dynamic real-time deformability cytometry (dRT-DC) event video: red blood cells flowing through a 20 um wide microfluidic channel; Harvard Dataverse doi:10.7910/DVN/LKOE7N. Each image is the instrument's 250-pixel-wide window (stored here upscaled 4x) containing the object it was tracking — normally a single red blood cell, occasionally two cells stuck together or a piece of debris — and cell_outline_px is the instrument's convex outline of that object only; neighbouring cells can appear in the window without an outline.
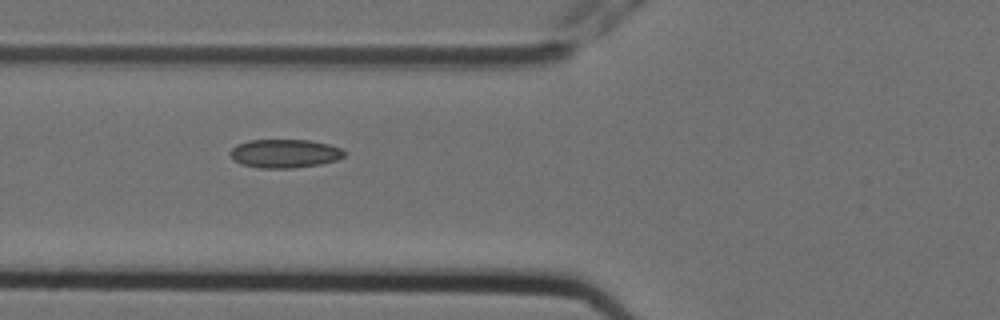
{"species": "Egyptian fruit bat (a non-hibernating species)", "species_latin": "Rousettus aegyptiacus", "temperature_condition": "cold", "stored_images_in_passage": 8, "camera_frame_rate_fps": 3000, "um_per_image_px": 0.085, "animal": {"sex": "female"}, "frame": {"image": 1, "passage_image": 7, "time_ms": 2.0, "image_size_px": [1000, 320], "cell_outline_px": [[344, 156], [336, 160], [320, 164], [292, 168], [260, 168], [240, 164], [228, 152], [236, 144], [248, 140], [308, 140], [328, 144], [340, 148], [344, 152]], "centroid_in_image_um": [24.17, 13.04], "position_along_channel_um": 101.6, "area_um2": 18.9}}
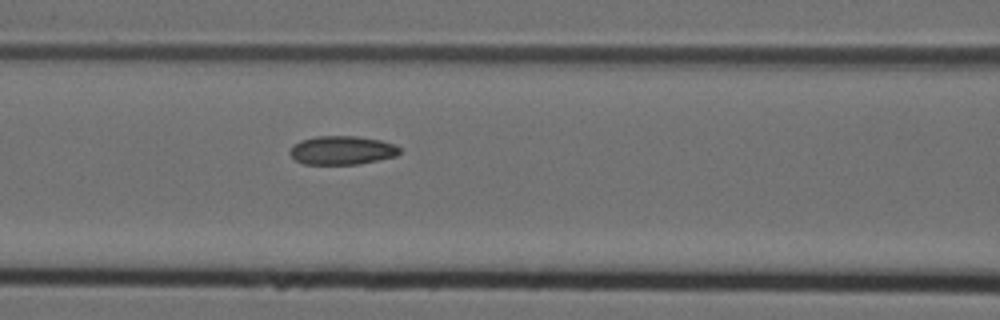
{"frame": {"image": 2, "passage_image": 8, "time_ms": 2.333, "image_size_px": [1000, 320], "cell_outline_px": [[400, 152], [396, 156], [356, 164], [304, 164], [296, 160], [288, 152], [300, 140], [316, 136], [356, 136], [380, 140], [392, 144], [400, 148]], "centroid_in_image_um": [29.05, 12.77], "position_along_channel_um": 137.5, "area_um2": 18.09}}